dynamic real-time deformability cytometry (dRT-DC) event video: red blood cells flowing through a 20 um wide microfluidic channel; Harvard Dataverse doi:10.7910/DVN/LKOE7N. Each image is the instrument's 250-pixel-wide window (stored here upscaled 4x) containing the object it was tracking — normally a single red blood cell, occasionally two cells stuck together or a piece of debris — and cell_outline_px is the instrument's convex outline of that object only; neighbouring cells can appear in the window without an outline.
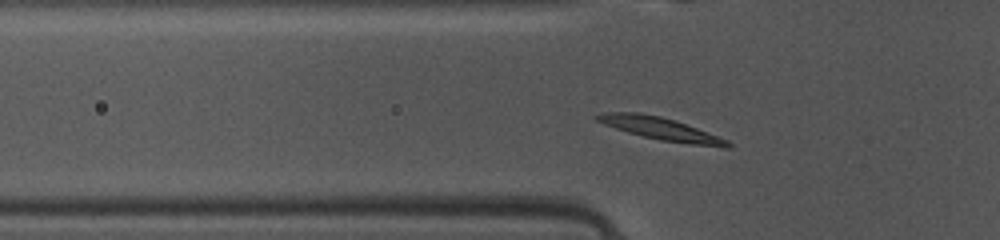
{"species": "common noctule bat (a hibernating species)", "species_latin": "Nyctalus noctula", "temperature_condition": "warm", "stored_images_in_passage": 42, "segment_of_instrument_passage": [1, 2], "camera_frame_rate_fps": 3000, "um_per_image_px": 0.085, "animal": {"sex": "female", "body_mass_g": 10.0, "forearm_length_mm": 53.1}, "frame": {"image": 1, "passage_image": 9, "time_ms": 2.667, "image_size_px": [1000, 240], "cell_outline_px": [[732, 148], [724, 148], [660, 140], [628, 132], [604, 124], [596, 120], [592, 116], [608, 112], [640, 112], [660, 116], [676, 120], [728, 140], [732, 144]], "centroid_in_image_um": [56.19, 10.94], "position_along_channel_um": 69.6, "area_um2": 17.11}}
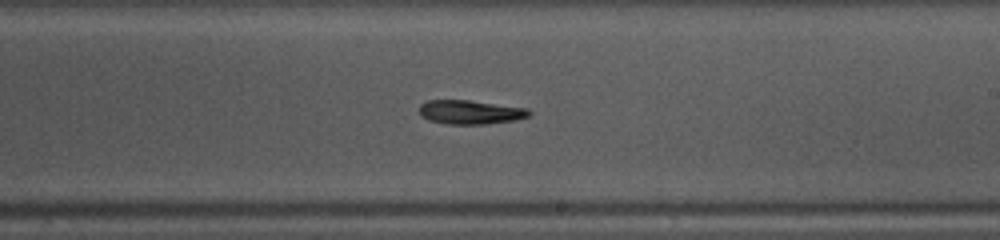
{"frame": {"image": 2, "passage_image": 22, "time_ms": 7.0, "image_size_px": [1000, 240], "cell_outline_px": [[532, 112], [528, 116], [516, 120], [484, 124], [448, 124], [428, 120], [420, 116], [420, 104], [428, 100], [468, 100], [528, 108]], "centroid_in_image_um": [39.97, 9.53], "position_along_channel_um": 249.0, "area_um2": 15.37}}
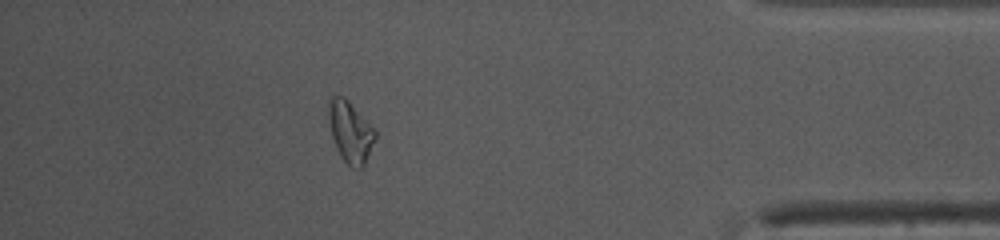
{"frame": {"image": 3, "passage_image": 36, "time_ms": 11.667, "image_size_px": [1000, 240], "cell_outline_px": [[376, 140], [364, 164], [360, 168], [352, 168], [340, 156], [336, 148], [332, 136], [328, 120], [328, 96], [344, 96], [376, 128]], "centroid_in_image_um": [29.78, 11.17], "position_along_channel_um": 405.4, "area_um2": 16.94}}